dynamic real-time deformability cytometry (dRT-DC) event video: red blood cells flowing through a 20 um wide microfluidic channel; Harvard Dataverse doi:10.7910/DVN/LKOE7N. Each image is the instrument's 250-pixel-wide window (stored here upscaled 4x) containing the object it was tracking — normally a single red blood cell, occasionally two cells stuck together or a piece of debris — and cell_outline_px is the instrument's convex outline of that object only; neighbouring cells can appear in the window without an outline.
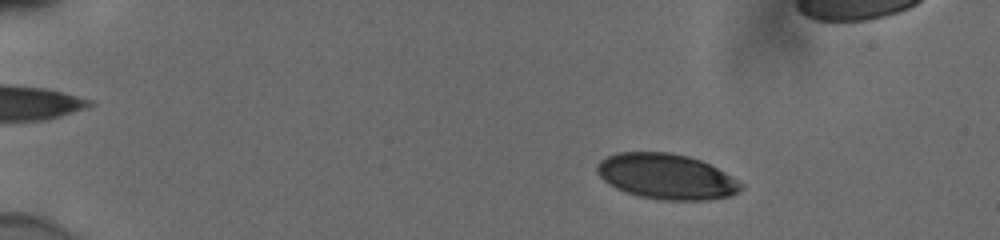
{"species": "human", "species_latin": "Homo sapiens", "temperature_condition": "cold", "stored_images_in_passage": 56, "camera_frame_rate_fps": 3000, "um_per_image_px": 0.085, "donor": {"sex": "male"}, "frame": {"image": 1, "passage_image": 10, "time_ms": 3.0, "image_size_px": [1000, 240], "cell_outline_px": [[744, 188], [740, 192], [728, 196], [708, 200], [660, 200], [640, 196], [616, 188], [608, 184], [596, 172], [596, 164], [600, 160], [616, 152], [668, 152], [688, 156], [700, 160], [732, 176], [744, 184]], "centroid_in_image_um": [56.65, 15.0], "position_along_channel_um": 28.4, "area_um2": 38.15}}
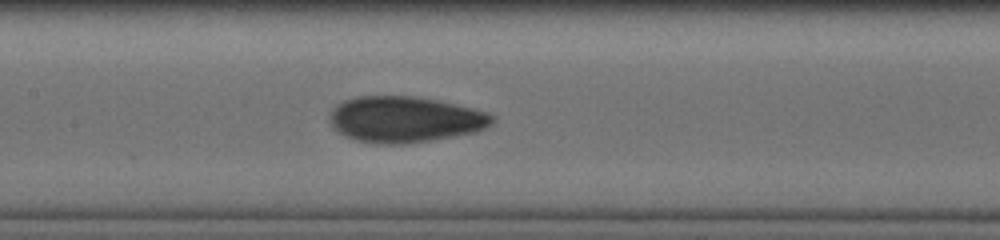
{"frame": {"image": 2, "passage_image": 29, "time_ms": 9.333, "image_size_px": [1000, 240], "cell_outline_px": [[496, 120], [492, 124], [476, 132], [404, 144], [380, 144], [356, 140], [344, 136], [336, 132], [332, 128], [328, 120], [328, 116], [332, 108], [336, 104], [344, 100], [356, 96], [412, 96], [440, 100], [488, 112], [496, 116]], "centroid_in_image_um": [34.38, 10.14], "position_along_channel_um": 173.0, "area_um2": 44.04}}
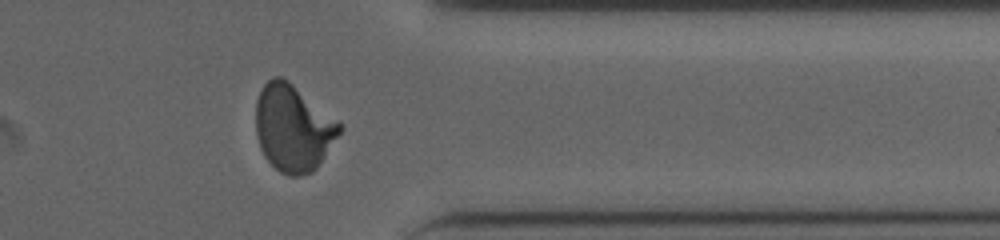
{"frame": {"image": 3, "passage_image": 46, "time_ms": 15.0, "image_size_px": [1000, 240], "cell_outline_px": [[344, 128], [316, 168], [312, 172], [300, 176], [288, 176], [280, 172], [264, 156], [260, 148], [256, 136], [256, 100], [264, 84], [272, 76], [280, 76], [288, 80], [344, 124]], "centroid_in_image_um": [24.93, 10.87], "position_along_channel_um": 386.5, "area_um2": 42.6}, "authors_computed_cell_mechanics": {"area_um2": 40.8068, "velocity_mm_per_s": 3.8587, "shape_relaxation_time_tau1_ms": 9.6147, "shape_relaxation_time_tau2_ms": 1.1328, "deformation_change_tau1": 0.2569, "deformation_change_tau2": 0.0625}}